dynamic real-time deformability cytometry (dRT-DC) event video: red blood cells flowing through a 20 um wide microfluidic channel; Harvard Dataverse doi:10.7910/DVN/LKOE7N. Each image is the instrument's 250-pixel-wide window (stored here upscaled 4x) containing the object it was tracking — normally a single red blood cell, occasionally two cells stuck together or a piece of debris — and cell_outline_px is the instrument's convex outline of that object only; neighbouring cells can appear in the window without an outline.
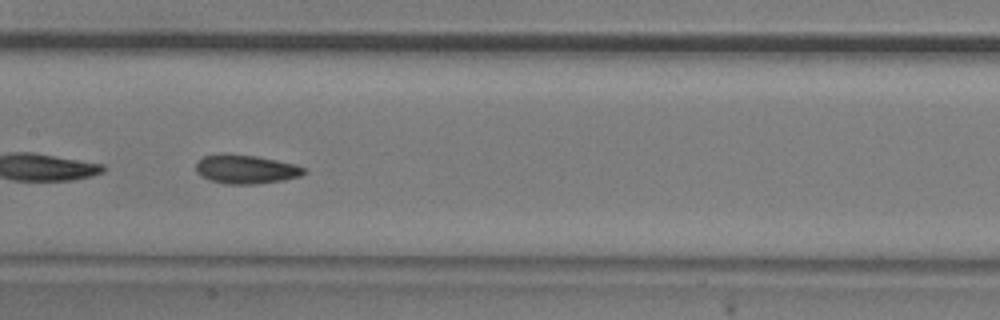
{"species": "common noctule bat (a hibernating species)", "species_latin": "Nyctalus noctula", "temperature_condition": "room temperature", "stored_images_in_passage": 14, "camera_frame_rate_fps": 3000, "um_per_image_px": 0.085, "animal": {"sex": "male", "body_mass_g": 20.5, "forearm_length_mm": 52.5}, "frame": {"image": 1, "passage_image": 7, "time_ms": 8.0, "image_size_px": [1000, 320], "cell_outline_px": [[308, 172], [300, 176], [284, 180], [256, 184], [224, 184], [208, 180], [200, 176], [196, 172], [196, 164], [204, 156], [256, 156], [296, 164], [308, 168]], "centroid_in_image_um": [20.98, 14.43], "position_along_channel_um": 186.4, "area_um2": 17.86}, "authors_computed_cell_mechanics": {"area_um2": 17.8313, "velocity_mm_per_s": 3.65, "shape_relaxation_time_tau1_ms": 4.2974, "shape_relaxation_time_tau2_ms": 2.6298, "deformation_change_tau1": 0.0711, "deformation_change_tau2": 0.0554}}